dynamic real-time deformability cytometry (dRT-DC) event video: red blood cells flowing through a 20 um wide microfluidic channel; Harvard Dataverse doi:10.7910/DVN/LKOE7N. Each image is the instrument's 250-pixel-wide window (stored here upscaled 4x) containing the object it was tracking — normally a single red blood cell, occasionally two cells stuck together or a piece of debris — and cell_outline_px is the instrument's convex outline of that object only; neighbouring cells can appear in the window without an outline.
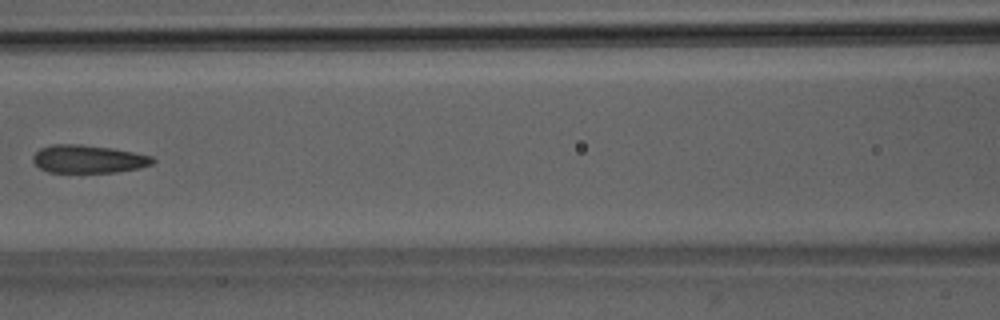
{"species": "Egyptian fruit bat (a non-hibernating species)", "species_latin": "Rousettus aegyptiacus", "temperature_condition": "room temperature", "stored_images_in_passage": 7, "camera_frame_rate_fps": 3000, "um_per_image_px": 0.085, "animal": {"sex": "male"}, "frame": {"image": 1, "passage_image": 7, "time_ms": 7.667, "image_size_px": [1000, 320], "cell_outline_px": [[156, 160], [152, 164], [140, 168], [116, 172], [48, 172], [40, 168], [32, 160], [32, 156], [40, 148], [52, 144], [80, 144], [112, 148], [152, 156]], "centroid_in_image_um": [7.5, 13.51], "position_along_channel_um": 159.1, "area_um2": 19.54}}